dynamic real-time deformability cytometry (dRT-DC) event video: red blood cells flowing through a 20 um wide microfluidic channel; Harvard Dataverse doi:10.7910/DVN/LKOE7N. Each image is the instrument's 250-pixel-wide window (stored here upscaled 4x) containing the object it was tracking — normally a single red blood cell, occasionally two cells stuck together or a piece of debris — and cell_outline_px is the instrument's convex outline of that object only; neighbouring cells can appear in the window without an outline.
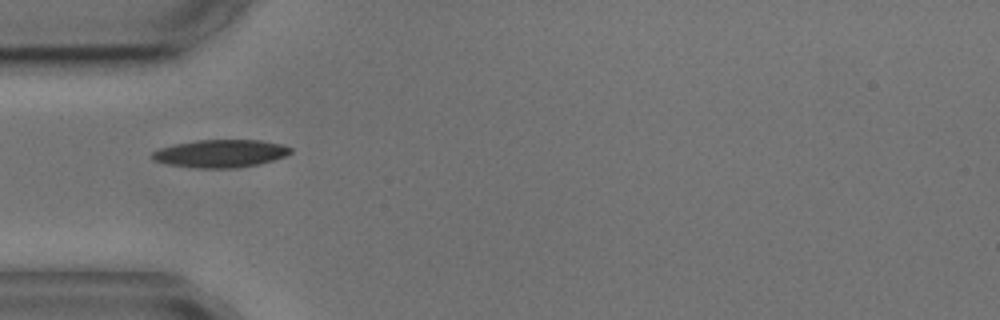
{"species": "common noctule bat (a hibernating species)", "species_latin": "Nyctalus noctula", "temperature_condition": "cold", "stored_images_in_passage": 7, "camera_frame_rate_fps": 3000, "um_per_image_px": 0.085, "animal": {"sex": "male", "body_mass_g": 17.9, "forearm_length_mm": 54.2}, "frame": {"image": 1, "passage_image": 1, "time_ms": 0.0, "image_size_px": [1000, 320], "cell_outline_px": [[292, 152], [284, 156], [260, 164], [236, 168], [200, 168], [168, 164], [156, 160], [152, 156], [152, 152], [160, 148], [172, 144], [196, 140], [260, 140], [280, 144], [292, 148]], "centroid_in_image_um": [18.75, 13.04], "position_along_channel_um": 66.2, "area_um2": 22.25}}
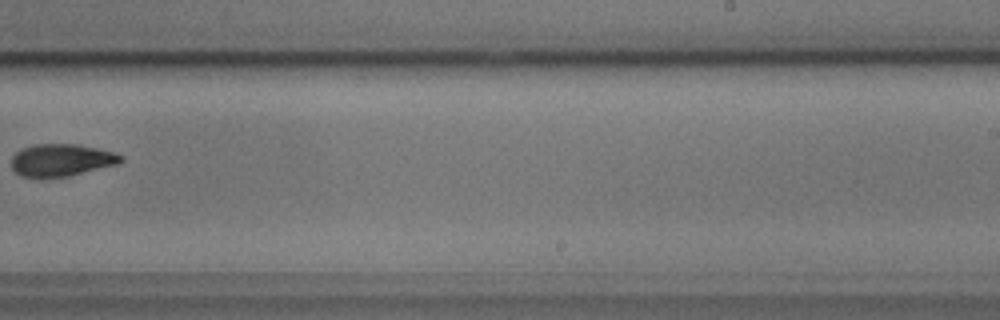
{"frame": {"image": 2, "passage_image": 6, "time_ms": 6.0, "image_size_px": [1000, 320], "cell_outline_px": [[124, 160], [116, 164], [68, 176], [20, 176], [12, 168], [12, 156], [20, 148], [32, 144], [76, 144], [96, 148], [112, 152], [124, 156]], "centroid_in_image_um": [5.19, 13.58], "position_along_channel_um": 283.8, "area_um2": 20.29}}